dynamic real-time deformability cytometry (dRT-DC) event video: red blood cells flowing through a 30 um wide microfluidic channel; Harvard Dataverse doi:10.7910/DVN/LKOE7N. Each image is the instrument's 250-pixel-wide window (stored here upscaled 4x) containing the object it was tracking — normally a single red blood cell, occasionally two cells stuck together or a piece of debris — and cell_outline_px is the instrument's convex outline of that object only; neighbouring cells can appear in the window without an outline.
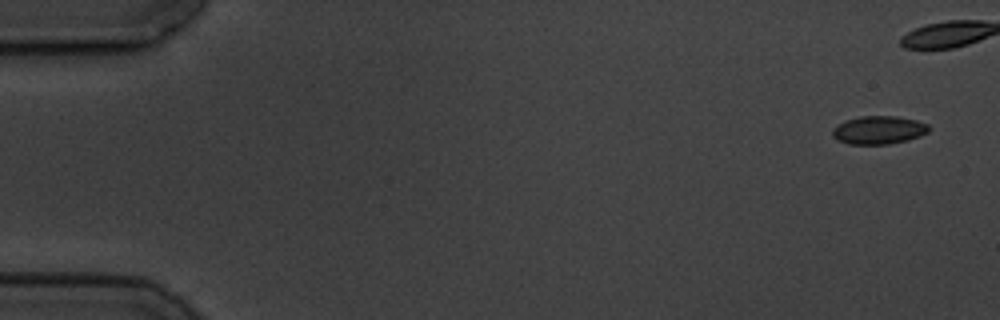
{"species": "common noctule bat (a hibernating species)", "species_latin": "Nyctalus noctula", "temperature_condition": "cold", "stored_images_in_passage": 7, "camera_frame_rate_fps": 3000, "um_per_image_px": 0.085, "animal": {"sex": "male", "body_mass_g": 19.5, "forearm_length_mm": 54.6}, "frame": {"image": 1, "passage_image": 1, "time_ms": 0.0, "image_size_px": [1000, 320], "cell_outline_px": [[932, 128], [928, 132], [920, 136], [908, 140], [888, 144], [848, 144], [836, 140], [832, 136], [832, 128], [844, 120], [860, 116], [896, 116], [916, 120], [928, 124]], "centroid_in_image_um": [74.68, 11.05], "position_along_channel_um": 10.3, "area_um2": 16.07}}